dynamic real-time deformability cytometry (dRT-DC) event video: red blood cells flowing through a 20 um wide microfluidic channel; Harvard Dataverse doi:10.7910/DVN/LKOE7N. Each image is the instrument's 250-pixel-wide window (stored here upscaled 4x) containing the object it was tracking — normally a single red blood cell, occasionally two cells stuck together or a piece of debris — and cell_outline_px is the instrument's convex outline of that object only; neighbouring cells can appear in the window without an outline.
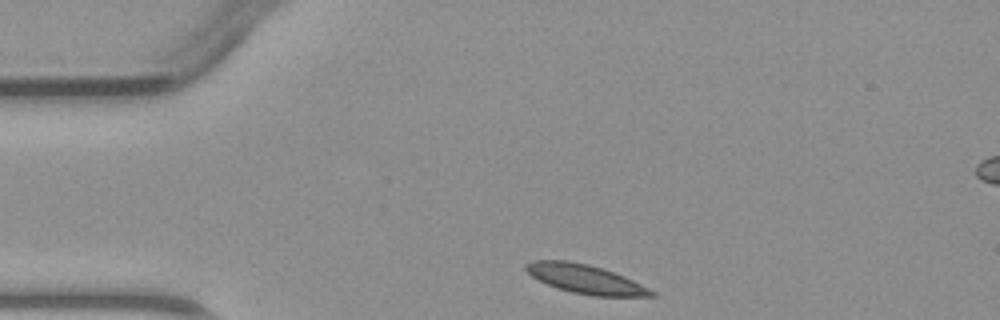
{"species": "common noctule bat (a hibernating species)", "species_latin": "Nyctalus noctula", "temperature_condition": "warm", "stored_images_in_passage": 3, "camera_frame_rate_fps": 3000, "um_per_image_px": 0.085, "animal": {"sex": "male", "body_mass_g": 23.1, "forearm_length_mm": 52.7}, "frame": {"image": 1, "passage_image": 1, "time_ms": 0.0, "image_size_px": [1000, 320], "cell_outline_px": [[656, 296], [592, 296], [572, 292], [548, 284], [532, 276], [524, 268], [524, 264], [532, 260], [568, 260], [588, 264], [604, 268], [624, 276], [656, 292]], "centroid_in_image_um": [49.75, 23.7], "position_along_channel_um": 35.2, "area_um2": 21.04}}